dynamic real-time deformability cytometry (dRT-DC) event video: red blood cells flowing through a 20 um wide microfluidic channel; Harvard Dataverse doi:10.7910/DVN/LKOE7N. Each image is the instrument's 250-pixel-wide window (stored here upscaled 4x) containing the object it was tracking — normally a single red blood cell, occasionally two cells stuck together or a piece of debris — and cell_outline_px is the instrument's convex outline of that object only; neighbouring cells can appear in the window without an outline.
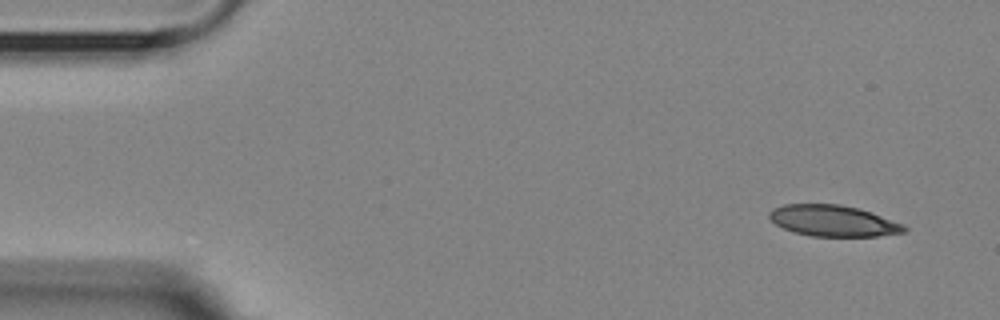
{"species": "Egyptian fruit bat (a non-hibernating species)", "species_latin": "Rousettus aegyptiacus", "temperature_condition": "room temperature", "stored_images_in_passage": 7, "camera_frame_rate_fps": 3000, "um_per_image_px": 0.085, "animal": {"sex": "female"}, "frame": {"image": 1, "passage_image": 1, "time_ms": 0.0, "image_size_px": [1000, 320], "cell_outline_px": [[908, 228], [904, 232], [876, 236], [812, 236], [792, 232], [776, 224], [768, 216], [768, 212], [772, 208], [784, 204], [840, 204], [860, 208], [904, 224]], "centroid_in_image_um": [70.81, 18.76], "position_along_channel_um": 14.2, "area_um2": 24.57}}
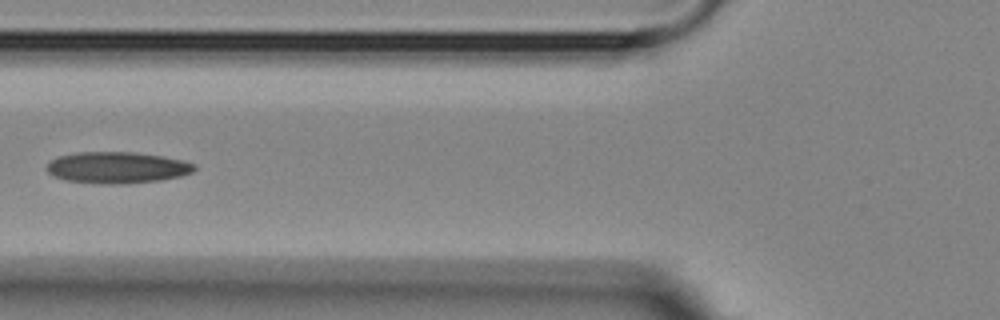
{"frame": {"image": 2, "passage_image": 6, "time_ms": 5.667, "image_size_px": [1000, 320], "cell_outline_px": [[196, 168], [192, 172], [180, 176], [160, 180], [120, 184], [100, 184], [64, 180], [52, 176], [44, 168], [56, 156], [76, 152], [132, 152], [160, 156], [180, 160], [196, 164]], "centroid_in_image_um": [9.89, 14.25], "position_along_channel_um": 115.9, "area_um2": 27.11}}
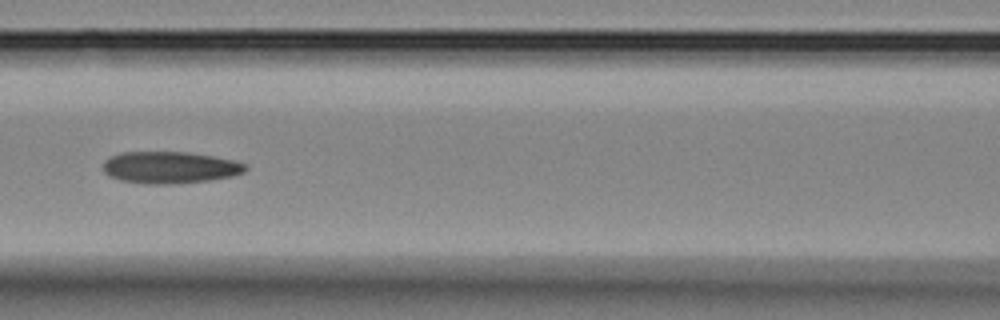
{"frame": {"image": 3, "passage_image": 7, "time_ms": 6.667, "image_size_px": [1000, 320], "cell_outline_px": [[248, 168], [244, 172], [232, 176], [208, 180], [172, 184], [148, 184], [120, 180], [108, 176], [104, 172], [104, 160], [120, 152], [188, 152], [212, 156], [232, 160], [248, 164]], "centroid_in_image_um": [14.44, 14.23], "position_along_channel_um": 152.2, "area_um2": 26.41}}